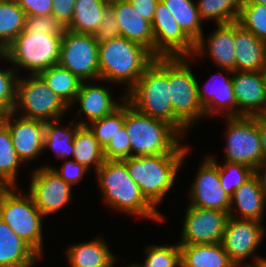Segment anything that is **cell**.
<instances>
[{
    "label": "cell",
    "instance_id": "obj_1",
    "mask_svg": "<svg viewBox=\"0 0 266 267\" xmlns=\"http://www.w3.org/2000/svg\"><path fill=\"white\" fill-rule=\"evenodd\" d=\"M126 100L140 113L171 124L184 137L190 130L173 113L168 57H155L126 93Z\"/></svg>",
    "mask_w": 266,
    "mask_h": 267
},
{
    "label": "cell",
    "instance_id": "obj_2",
    "mask_svg": "<svg viewBox=\"0 0 266 267\" xmlns=\"http://www.w3.org/2000/svg\"><path fill=\"white\" fill-rule=\"evenodd\" d=\"M95 174L107 206L128 215L139 216V219L165 221L164 216L141 193L123 160H105Z\"/></svg>",
    "mask_w": 266,
    "mask_h": 267
},
{
    "label": "cell",
    "instance_id": "obj_3",
    "mask_svg": "<svg viewBox=\"0 0 266 267\" xmlns=\"http://www.w3.org/2000/svg\"><path fill=\"white\" fill-rule=\"evenodd\" d=\"M154 59L147 48L122 36L99 43V81L126 84L127 93Z\"/></svg>",
    "mask_w": 266,
    "mask_h": 267
},
{
    "label": "cell",
    "instance_id": "obj_4",
    "mask_svg": "<svg viewBox=\"0 0 266 267\" xmlns=\"http://www.w3.org/2000/svg\"><path fill=\"white\" fill-rule=\"evenodd\" d=\"M124 126L129 136L131 156L186 153L191 148L181 142L184 136L171 124L140 113L126 99Z\"/></svg>",
    "mask_w": 266,
    "mask_h": 267
},
{
    "label": "cell",
    "instance_id": "obj_5",
    "mask_svg": "<svg viewBox=\"0 0 266 267\" xmlns=\"http://www.w3.org/2000/svg\"><path fill=\"white\" fill-rule=\"evenodd\" d=\"M188 153L189 150L186 153L131 156L123 161L141 193L157 209L175 184Z\"/></svg>",
    "mask_w": 266,
    "mask_h": 267
},
{
    "label": "cell",
    "instance_id": "obj_6",
    "mask_svg": "<svg viewBox=\"0 0 266 267\" xmlns=\"http://www.w3.org/2000/svg\"><path fill=\"white\" fill-rule=\"evenodd\" d=\"M61 43V35L48 34L47 31L28 33L23 30L4 49L3 59L13 63L17 73L19 67L30 71V75H38L59 63Z\"/></svg>",
    "mask_w": 266,
    "mask_h": 267
},
{
    "label": "cell",
    "instance_id": "obj_7",
    "mask_svg": "<svg viewBox=\"0 0 266 267\" xmlns=\"http://www.w3.org/2000/svg\"><path fill=\"white\" fill-rule=\"evenodd\" d=\"M17 190L18 187H0V218L42 257L45 216L29 194Z\"/></svg>",
    "mask_w": 266,
    "mask_h": 267
},
{
    "label": "cell",
    "instance_id": "obj_8",
    "mask_svg": "<svg viewBox=\"0 0 266 267\" xmlns=\"http://www.w3.org/2000/svg\"><path fill=\"white\" fill-rule=\"evenodd\" d=\"M188 62V57H168V81L173 113L190 129L195 122L205 118V113L198 98V80Z\"/></svg>",
    "mask_w": 266,
    "mask_h": 267
},
{
    "label": "cell",
    "instance_id": "obj_9",
    "mask_svg": "<svg viewBox=\"0 0 266 267\" xmlns=\"http://www.w3.org/2000/svg\"><path fill=\"white\" fill-rule=\"evenodd\" d=\"M69 106L65 104L39 75L18 77L16 102L13 112L21 117L45 123L62 119Z\"/></svg>",
    "mask_w": 266,
    "mask_h": 267
},
{
    "label": "cell",
    "instance_id": "obj_10",
    "mask_svg": "<svg viewBox=\"0 0 266 267\" xmlns=\"http://www.w3.org/2000/svg\"><path fill=\"white\" fill-rule=\"evenodd\" d=\"M226 118L225 162L244 164L255 170L263 161L262 145L256 116Z\"/></svg>",
    "mask_w": 266,
    "mask_h": 267
},
{
    "label": "cell",
    "instance_id": "obj_11",
    "mask_svg": "<svg viewBox=\"0 0 266 267\" xmlns=\"http://www.w3.org/2000/svg\"><path fill=\"white\" fill-rule=\"evenodd\" d=\"M98 47L93 34L75 33L67 29L62 35L58 64L81 81H99Z\"/></svg>",
    "mask_w": 266,
    "mask_h": 267
},
{
    "label": "cell",
    "instance_id": "obj_12",
    "mask_svg": "<svg viewBox=\"0 0 266 267\" xmlns=\"http://www.w3.org/2000/svg\"><path fill=\"white\" fill-rule=\"evenodd\" d=\"M155 57H190L195 42L182 30L167 6L160 0L152 21Z\"/></svg>",
    "mask_w": 266,
    "mask_h": 267
},
{
    "label": "cell",
    "instance_id": "obj_13",
    "mask_svg": "<svg viewBox=\"0 0 266 267\" xmlns=\"http://www.w3.org/2000/svg\"><path fill=\"white\" fill-rule=\"evenodd\" d=\"M30 182L27 193L45 217L63 209L71 201L72 186L49 165L33 170Z\"/></svg>",
    "mask_w": 266,
    "mask_h": 267
},
{
    "label": "cell",
    "instance_id": "obj_14",
    "mask_svg": "<svg viewBox=\"0 0 266 267\" xmlns=\"http://www.w3.org/2000/svg\"><path fill=\"white\" fill-rule=\"evenodd\" d=\"M229 215L187 204L179 244H216L222 241Z\"/></svg>",
    "mask_w": 266,
    "mask_h": 267
},
{
    "label": "cell",
    "instance_id": "obj_15",
    "mask_svg": "<svg viewBox=\"0 0 266 267\" xmlns=\"http://www.w3.org/2000/svg\"><path fill=\"white\" fill-rule=\"evenodd\" d=\"M266 234L262 222L228 217L221 244L236 267L253 256Z\"/></svg>",
    "mask_w": 266,
    "mask_h": 267
},
{
    "label": "cell",
    "instance_id": "obj_16",
    "mask_svg": "<svg viewBox=\"0 0 266 267\" xmlns=\"http://www.w3.org/2000/svg\"><path fill=\"white\" fill-rule=\"evenodd\" d=\"M197 173L189 191V205L229 213L231 196L221 186L214 156H206Z\"/></svg>",
    "mask_w": 266,
    "mask_h": 267
},
{
    "label": "cell",
    "instance_id": "obj_17",
    "mask_svg": "<svg viewBox=\"0 0 266 267\" xmlns=\"http://www.w3.org/2000/svg\"><path fill=\"white\" fill-rule=\"evenodd\" d=\"M18 115L15 112H11L0 119L10 131L12 144L19 158L23 163H28V161H33L44 152L43 143L46 123Z\"/></svg>",
    "mask_w": 266,
    "mask_h": 267
},
{
    "label": "cell",
    "instance_id": "obj_18",
    "mask_svg": "<svg viewBox=\"0 0 266 267\" xmlns=\"http://www.w3.org/2000/svg\"><path fill=\"white\" fill-rule=\"evenodd\" d=\"M205 40L204 35L195 42L193 55L189 57H203L208 54L219 69L236 71L235 54V22L217 24L216 29L211 32ZM207 52V53H206Z\"/></svg>",
    "mask_w": 266,
    "mask_h": 267
},
{
    "label": "cell",
    "instance_id": "obj_19",
    "mask_svg": "<svg viewBox=\"0 0 266 267\" xmlns=\"http://www.w3.org/2000/svg\"><path fill=\"white\" fill-rule=\"evenodd\" d=\"M221 70H225V73H227V75H229L230 77L224 74V72H221L213 75L214 77L212 76L208 80L209 82H206L205 84L202 83V86H200L199 81H197L198 98L202 107L204 108L205 117L207 118L209 116L211 118L214 115L218 116V114L219 116L222 114L225 117L237 116V101L233 90L232 77L230 75L233 73V71L229 69ZM215 76L220 77V80H218V84L216 83L215 85L213 83V85L212 83H210V80L214 79L215 82Z\"/></svg>",
    "mask_w": 266,
    "mask_h": 267
},
{
    "label": "cell",
    "instance_id": "obj_20",
    "mask_svg": "<svg viewBox=\"0 0 266 267\" xmlns=\"http://www.w3.org/2000/svg\"><path fill=\"white\" fill-rule=\"evenodd\" d=\"M237 116L266 115V92L260 72L233 71Z\"/></svg>",
    "mask_w": 266,
    "mask_h": 267
},
{
    "label": "cell",
    "instance_id": "obj_21",
    "mask_svg": "<svg viewBox=\"0 0 266 267\" xmlns=\"http://www.w3.org/2000/svg\"><path fill=\"white\" fill-rule=\"evenodd\" d=\"M89 82L82 81L74 103L69 107L76 106L75 102H78L81 108L77 107V115L80 116L84 113L83 115L89 120L88 122L84 120L76 121L81 126H87L91 122L109 115L126 99V95L124 94L122 98L120 97L121 103L120 101H114V98L110 94V89L108 90V86L106 88L104 85L96 84V80Z\"/></svg>",
    "mask_w": 266,
    "mask_h": 267
},
{
    "label": "cell",
    "instance_id": "obj_22",
    "mask_svg": "<svg viewBox=\"0 0 266 267\" xmlns=\"http://www.w3.org/2000/svg\"><path fill=\"white\" fill-rule=\"evenodd\" d=\"M109 6L114 11L120 35L139 43L154 55L152 23L140 16L128 0H111Z\"/></svg>",
    "mask_w": 266,
    "mask_h": 267
},
{
    "label": "cell",
    "instance_id": "obj_23",
    "mask_svg": "<svg viewBox=\"0 0 266 267\" xmlns=\"http://www.w3.org/2000/svg\"><path fill=\"white\" fill-rule=\"evenodd\" d=\"M265 206L266 196L260 186L257 176L253 174L234 191L231 196L228 215L237 219L262 222L265 215ZM235 209L236 211H234Z\"/></svg>",
    "mask_w": 266,
    "mask_h": 267
},
{
    "label": "cell",
    "instance_id": "obj_24",
    "mask_svg": "<svg viewBox=\"0 0 266 267\" xmlns=\"http://www.w3.org/2000/svg\"><path fill=\"white\" fill-rule=\"evenodd\" d=\"M236 71L260 72L266 63V42L235 21Z\"/></svg>",
    "mask_w": 266,
    "mask_h": 267
},
{
    "label": "cell",
    "instance_id": "obj_25",
    "mask_svg": "<svg viewBox=\"0 0 266 267\" xmlns=\"http://www.w3.org/2000/svg\"><path fill=\"white\" fill-rule=\"evenodd\" d=\"M40 256L0 218V267H34Z\"/></svg>",
    "mask_w": 266,
    "mask_h": 267
},
{
    "label": "cell",
    "instance_id": "obj_26",
    "mask_svg": "<svg viewBox=\"0 0 266 267\" xmlns=\"http://www.w3.org/2000/svg\"><path fill=\"white\" fill-rule=\"evenodd\" d=\"M103 238L73 244L66 250L70 267H111L117 260Z\"/></svg>",
    "mask_w": 266,
    "mask_h": 267
},
{
    "label": "cell",
    "instance_id": "obj_27",
    "mask_svg": "<svg viewBox=\"0 0 266 267\" xmlns=\"http://www.w3.org/2000/svg\"><path fill=\"white\" fill-rule=\"evenodd\" d=\"M181 267H236L221 242L216 244H180Z\"/></svg>",
    "mask_w": 266,
    "mask_h": 267
},
{
    "label": "cell",
    "instance_id": "obj_28",
    "mask_svg": "<svg viewBox=\"0 0 266 267\" xmlns=\"http://www.w3.org/2000/svg\"><path fill=\"white\" fill-rule=\"evenodd\" d=\"M111 0H76L67 29L75 33L93 34L100 27L103 12Z\"/></svg>",
    "mask_w": 266,
    "mask_h": 267
},
{
    "label": "cell",
    "instance_id": "obj_29",
    "mask_svg": "<svg viewBox=\"0 0 266 267\" xmlns=\"http://www.w3.org/2000/svg\"><path fill=\"white\" fill-rule=\"evenodd\" d=\"M62 119L47 122L44 130L43 149L53 150L58 159H73V140L81 125L70 122L67 126L60 125ZM69 156L71 158H69Z\"/></svg>",
    "mask_w": 266,
    "mask_h": 267
},
{
    "label": "cell",
    "instance_id": "obj_30",
    "mask_svg": "<svg viewBox=\"0 0 266 267\" xmlns=\"http://www.w3.org/2000/svg\"><path fill=\"white\" fill-rule=\"evenodd\" d=\"M47 86L69 107L74 103L82 81L59 64L38 74Z\"/></svg>",
    "mask_w": 266,
    "mask_h": 267
},
{
    "label": "cell",
    "instance_id": "obj_31",
    "mask_svg": "<svg viewBox=\"0 0 266 267\" xmlns=\"http://www.w3.org/2000/svg\"><path fill=\"white\" fill-rule=\"evenodd\" d=\"M73 145V160L89 171H91L92 166L97 171L105 161L103 148L87 126H81L77 130Z\"/></svg>",
    "mask_w": 266,
    "mask_h": 267
},
{
    "label": "cell",
    "instance_id": "obj_32",
    "mask_svg": "<svg viewBox=\"0 0 266 267\" xmlns=\"http://www.w3.org/2000/svg\"><path fill=\"white\" fill-rule=\"evenodd\" d=\"M23 164L12 144L10 131L0 119V187H17L18 167Z\"/></svg>",
    "mask_w": 266,
    "mask_h": 267
},
{
    "label": "cell",
    "instance_id": "obj_33",
    "mask_svg": "<svg viewBox=\"0 0 266 267\" xmlns=\"http://www.w3.org/2000/svg\"><path fill=\"white\" fill-rule=\"evenodd\" d=\"M182 30L196 42L203 33L202 19L194 0H161Z\"/></svg>",
    "mask_w": 266,
    "mask_h": 267
},
{
    "label": "cell",
    "instance_id": "obj_34",
    "mask_svg": "<svg viewBox=\"0 0 266 267\" xmlns=\"http://www.w3.org/2000/svg\"><path fill=\"white\" fill-rule=\"evenodd\" d=\"M26 13L15 0H0V48L4 50L24 30Z\"/></svg>",
    "mask_w": 266,
    "mask_h": 267
},
{
    "label": "cell",
    "instance_id": "obj_35",
    "mask_svg": "<svg viewBox=\"0 0 266 267\" xmlns=\"http://www.w3.org/2000/svg\"><path fill=\"white\" fill-rule=\"evenodd\" d=\"M201 19L214 20L215 24L237 21L241 0H198L196 3Z\"/></svg>",
    "mask_w": 266,
    "mask_h": 267
},
{
    "label": "cell",
    "instance_id": "obj_36",
    "mask_svg": "<svg viewBox=\"0 0 266 267\" xmlns=\"http://www.w3.org/2000/svg\"><path fill=\"white\" fill-rule=\"evenodd\" d=\"M125 124V100L122 104L109 115H106L99 120L93 121L87 125L89 130L94 134V137L104 149Z\"/></svg>",
    "mask_w": 266,
    "mask_h": 267
},
{
    "label": "cell",
    "instance_id": "obj_37",
    "mask_svg": "<svg viewBox=\"0 0 266 267\" xmlns=\"http://www.w3.org/2000/svg\"><path fill=\"white\" fill-rule=\"evenodd\" d=\"M143 264L138 263L139 267H181V248L180 244L174 245H149L145 247Z\"/></svg>",
    "mask_w": 266,
    "mask_h": 267
},
{
    "label": "cell",
    "instance_id": "obj_38",
    "mask_svg": "<svg viewBox=\"0 0 266 267\" xmlns=\"http://www.w3.org/2000/svg\"><path fill=\"white\" fill-rule=\"evenodd\" d=\"M238 24L266 42V5L241 3Z\"/></svg>",
    "mask_w": 266,
    "mask_h": 267
},
{
    "label": "cell",
    "instance_id": "obj_39",
    "mask_svg": "<svg viewBox=\"0 0 266 267\" xmlns=\"http://www.w3.org/2000/svg\"><path fill=\"white\" fill-rule=\"evenodd\" d=\"M218 172L221 186L230 196L254 174V170L244 164L225 161L222 165L218 163Z\"/></svg>",
    "mask_w": 266,
    "mask_h": 267
},
{
    "label": "cell",
    "instance_id": "obj_40",
    "mask_svg": "<svg viewBox=\"0 0 266 267\" xmlns=\"http://www.w3.org/2000/svg\"><path fill=\"white\" fill-rule=\"evenodd\" d=\"M18 74L14 68L0 70V118L13 112Z\"/></svg>",
    "mask_w": 266,
    "mask_h": 267
},
{
    "label": "cell",
    "instance_id": "obj_41",
    "mask_svg": "<svg viewBox=\"0 0 266 267\" xmlns=\"http://www.w3.org/2000/svg\"><path fill=\"white\" fill-rule=\"evenodd\" d=\"M24 30L28 33L34 31H47L48 34L63 35L67 26L52 14L41 16H26Z\"/></svg>",
    "mask_w": 266,
    "mask_h": 267
},
{
    "label": "cell",
    "instance_id": "obj_42",
    "mask_svg": "<svg viewBox=\"0 0 266 267\" xmlns=\"http://www.w3.org/2000/svg\"><path fill=\"white\" fill-rule=\"evenodd\" d=\"M103 153L105 160H123L131 157V146L125 126L111 137Z\"/></svg>",
    "mask_w": 266,
    "mask_h": 267
},
{
    "label": "cell",
    "instance_id": "obj_43",
    "mask_svg": "<svg viewBox=\"0 0 266 267\" xmlns=\"http://www.w3.org/2000/svg\"><path fill=\"white\" fill-rule=\"evenodd\" d=\"M120 35L119 26L116 22L114 11L108 6L103 12L102 21L100 27L94 33L95 40L98 43L118 38Z\"/></svg>",
    "mask_w": 266,
    "mask_h": 267
},
{
    "label": "cell",
    "instance_id": "obj_44",
    "mask_svg": "<svg viewBox=\"0 0 266 267\" xmlns=\"http://www.w3.org/2000/svg\"><path fill=\"white\" fill-rule=\"evenodd\" d=\"M65 182L73 187L83 179V176L89 172L87 168L73 159H66L63 162L62 167H51Z\"/></svg>",
    "mask_w": 266,
    "mask_h": 267
},
{
    "label": "cell",
    "instance_id": "obj_45",
    "mask_svg": "<svg viewBox=\"0 0 266 267\" xmlns=\"http://www.w3.org/2000/svg\"><path fill=\"white\" fill-rule=\"evenodd\" d=\"M25 11L26 16L50 15L53 0H15Z\"/></svg>",
    "mask_w": 266,
    "mask_h": 267
},
{
    "label": "cell",
    "instance_id": "obj_46",
    "mask_svg": "<svg viewBox=\"0 0 266 267\" xmlns=\"http://www.w3.org/2000/svg\"><path fill=\"white\" fill-rule=\"evenodd\" d=\"M76 0H53L51 14L68 26L72 21Z\"/></svg>",
    "mask_w": 266,
    "mask_h": 267
},
{
    "label": "cell",
    "instance_id": "obj_47",
    "mask_svg": "<svg viewBox=\"0 0 266 267\" xmlns=\"http://www.w3.org/2000/svg\"><path fill=\"white\" fill-rule=\"evenodd\" d=\"M132 7L147 21H153L155 9L160 0H128Z\"/></svg>",
    "mask_w": 266,
    "mask_h": 267
},
{
    "label": "cell",
    "instance_id": "obj_48",
    "mask_svg": "<svg viewBox=\"0 0 266 267\" xmlns=\"http://www.w3.org/2000/svg\"><path fill=\"white\" fill-rule=\"evenodd\" d=\"M256 125L260 135L263 160H266V115L256 116Z\"/></svg>",
    "mask_w": 266,
    "mask_h": 267
},
{
    "label": "cell",
    "instance_id": "obj_49",
    "mask_svg": "<svg viewBox=\"0 0 266 267\" xmlns=\"http://www.w3.org/2000/svg\"><path fill=\"white\" fill-rule=\"evenodd\" d=\"M254 174L257 176L260 186L266 196V160H263L254 170Z\"/></svg>",
    "mask_w": 266,
    "mask_h": 267
},
{
    "label": "cell",
    "instance_id": "obj_50",
    "mask_svg": "<svg viewBox=\"0 0 266 267\" xmlns=\"http://www.w3.org/2000/svg\"><path fill=\"white\" fill-rule=\"evenodd\" d=\"M254 260L251 263H244V267H266V257H260L255 255Z\"/></svg>",
    "mask_w": 266,
    "mask_h": 267
},
{
    "label": "cell",
    "instance_id": "obj_51",
    "mask_svg": "<svg viewBox=\"0 0 266 267\" xmlns=\"http://www.w3.org/2000/svg\"><path fill=\"white\" fill-rule=\"evenodd\" d=\"M260 73H261V76H262V79H263L264 89H265V92H266V63L262 67V69L260 70Z\"/></svg>",
    "mask_w": 266,
    "mask_h": 267
},
{
    "label": "cell",
    "instance_id": "obj_52",
    "mask_svg": "<svg viewBox=\"0 0 266 267\" xmlns=\"http://www.w3.org/2000/svg\"><path fill=\"white\" fill-rule=\"evenodd\" d=\"M241 3H255L266 5V0H241Z\"/></svg>",
    "mask_w": 266,
    "mask_h": 267
},
{
    "label": "cell",
    "instance_id": "obj_53",
    "mask_svg": "<svg viewBox=\"0 0 266 267\" xmlns=\"http://www.w3.org/2000/svg\"><path fill=\"white\" fill-rule=\"evenodd\" d=\"M116 262H117V260L112 264L111 267H115L114 264H115ZM123 267H139V266L137 265V263H133V264H130V265H127V266H123Z\"/></svg>",
    "mask_w": 266,
    "mask_h": 267
},
{
    "label": "cell",
    "instance_id": "obj_54",
    "mask_svg": "<svg viewBox=\"0 0 266 267\" xmlns=\"http://www.w3.org/2000/svg\"><path fill=\"white\" fill-rule=\"evenodd\" d=\"M3 56H4V50H2V49L0 48V59H2Z\"/></svg>",
    "mask_w": 266,
    "mask_h": 267
}]
</instances>
